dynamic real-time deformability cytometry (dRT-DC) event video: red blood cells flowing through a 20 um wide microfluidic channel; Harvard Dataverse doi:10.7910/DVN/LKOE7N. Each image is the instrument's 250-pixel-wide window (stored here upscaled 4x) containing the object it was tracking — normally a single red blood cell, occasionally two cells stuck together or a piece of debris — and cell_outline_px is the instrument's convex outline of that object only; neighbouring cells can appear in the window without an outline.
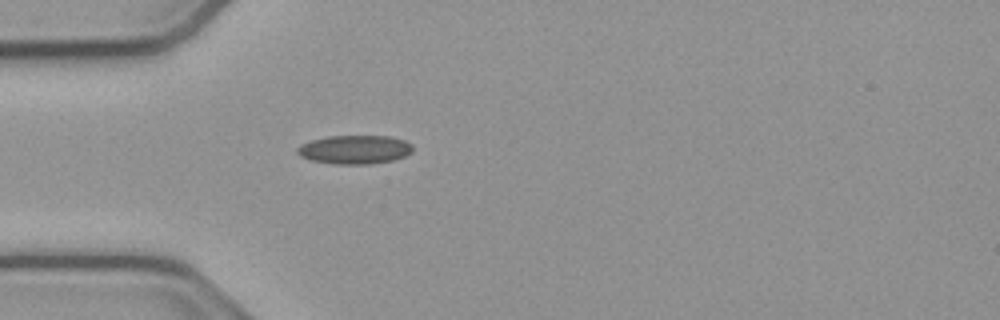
{"species": "common noctule bat (a hibernating species)", "species_latin": "Nyctalus noctula", "temperature_condition": "cold", "stored_images_in_passage": 39, "camera_frame_rate_fps": 3000, "um_per_image_px": 0.085, "animal": {"sex": "male", "body_mass_g": 23.1, "forearm_length_mm": 52.7}, "frame": {"image": 1, "passage_image": 1, "time_ms": 0.0, "image_size_px": [1000, 320], "cell_outline_px": [[412, 152], [404, 156], [392, 160], [368, 164], [332, 164], [312, 160], [300, 156], [296, 152], [296, 148], [300, 144], [312, 140], [328, 136], [388, 136], [404, 140], [412, 144]], "centroid_in_image_um": [30.12, 12.71], "position_along_channel_um": 54.9, "area_um2": 19.31}}
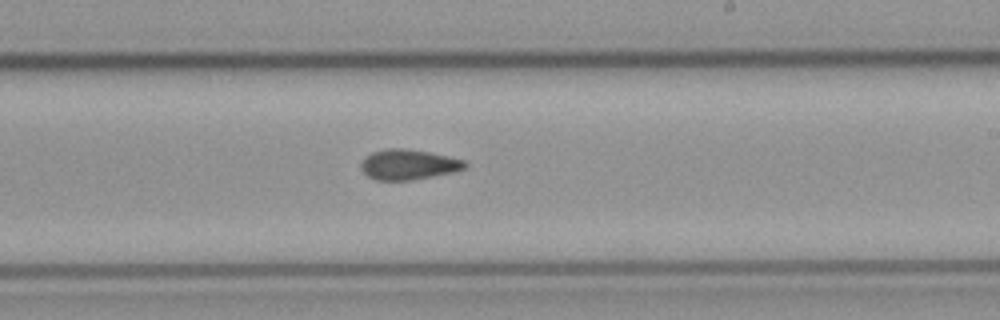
{"frame": {"image": 2, "passage_image": 17, "time_ms": 5.333, "image_size_px": [1000, 320], "cell_outline_px": [[468, 164], [464, 168], [452, 172], [412, 180], [376, 180], [368, 176], [360, 168], [360, 164], [364, 156], [372, 152], [388, 148], [404, 148], [428, 152], [448, 156], [464, 160]], "centroid_in_image_um": [34.67, 13.98], "position_along_channel_um": 254.3, "area_um2": 18.26}}
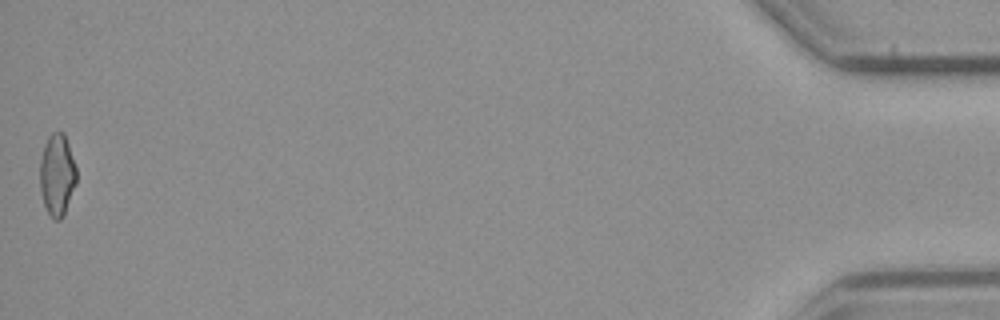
{"frame": {"image": 3, "passage_image": 39, "time_ms": 12.667, "image_size_px": [1000, 320], "cell_outline_px": [[76, 184], [64, 212], [60, 220], [52, 220], [44, 204], [40, 188], [40, 160], [48, 136], [52, 132], [64, 132], [76, 168]], "centroid_in_image_um": [4.85, 14.86], "position_along_channel_um": 430.4, "area_um2": 17.17}, "authors_computed_cell_mechanics": {"area_um2": 17.918, "velocity_mm_per_s": 3.8255, "shape_relaxation_time_tau1_ms": null, "shape_relaxation_time_tau2_ms": 8.801, "deformation_change_tau1": null, "deformation_change_tau2": 0.1798}}